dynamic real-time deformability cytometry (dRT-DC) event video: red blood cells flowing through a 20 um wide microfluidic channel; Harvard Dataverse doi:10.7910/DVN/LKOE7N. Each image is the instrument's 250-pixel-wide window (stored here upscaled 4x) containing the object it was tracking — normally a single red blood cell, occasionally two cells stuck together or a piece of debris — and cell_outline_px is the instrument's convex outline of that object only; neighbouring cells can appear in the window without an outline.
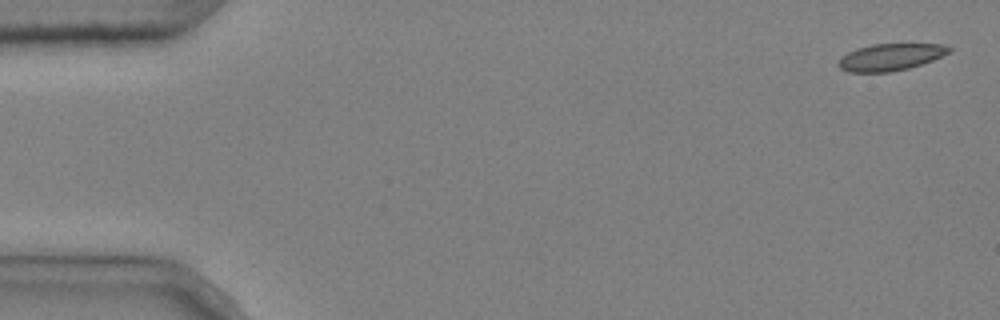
{"species": "common noctule bat (a hibernating species)", "species_latin": "Nyctalus noctula", "temperature_condition": "cold", "stored_images_in_passage": 5, "camera_frame_rate_fps": 3000, "um_per_image_px": 0.085, "animal": {"sex": "male", "body_mass_g": 20.4}, "frame": {"image": 1, "passage_image": 1, "time_ms": 0.0, "image_size_px": [1000, 320], "cell_outline_px": [[952, 52], [932, 60], [908, 68], [888, 72], [848, 72], [840, 68], [836, 64], [848, 52], [872, 44], [940, 44], [952, 48]], "centroid_in_image_um": [75.71, 4.85], "position_along_channel_um": 9.3, "area_um2": 17.11}}
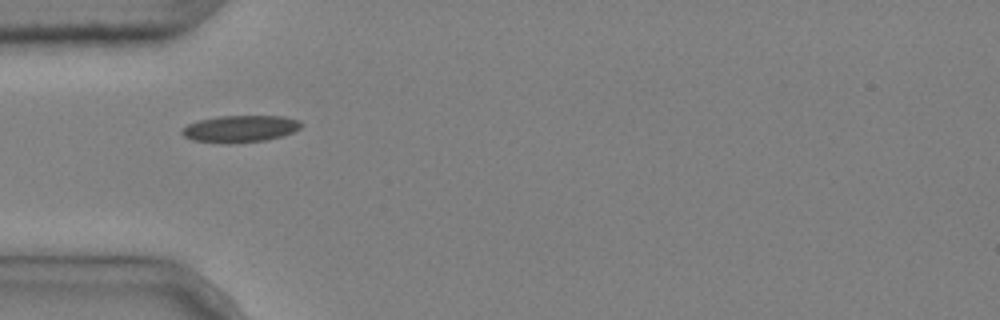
{"frame": {"image": 2, "passage_image": 5, "time_ms": 1.333, "image_size_px": [1000, 320], "cell_outline_px": [[304, 124], [300, 128], [292, 132], [280, 136], [264, 140], [228, 144], [192, 140], [184, 136], [180, 132], [180, 128], [188, 124], [200, 120], [220, 116], [284, 116], [300, 120]], "centroid_in_image_um": [20.4, 10.94], "position_along_channel_um": 64.6, "area_um2": 18.73}}